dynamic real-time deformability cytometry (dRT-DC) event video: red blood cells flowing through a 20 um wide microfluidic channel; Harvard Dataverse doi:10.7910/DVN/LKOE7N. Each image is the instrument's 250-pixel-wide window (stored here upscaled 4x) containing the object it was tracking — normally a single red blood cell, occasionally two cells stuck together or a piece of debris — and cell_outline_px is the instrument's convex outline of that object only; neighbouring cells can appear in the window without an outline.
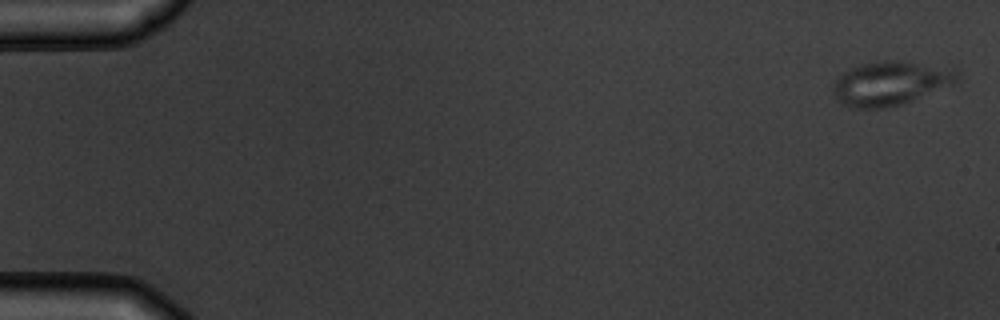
{"species": "common noctule bat (a hibernating species)", "species_latin": "Nyctalus noctula", "temperature_condition": "warm", "stored_images_in_passage": 8, "camera_frame_rate_fps": 3000, "um_per_image_px": 0.085, "animal": {"sex": "male", "body_mass_g": 19.5, "forearm_length_mm": 54.6}, "frame": {"image": 1, "passage_image": 1, "time_ms": 0.0, "image_size_px": [1000, 320], "cell_outline_px": [[960, 80], [900, 104], [884, 108], [848, 108], [832, 92], [832, 84], [844, 72], [852, 68], [864, 64], [884, 60], [900, 60], [956, 68], [960, 72]], "centroid_in_image_um": [75.7, 7.05], "position_along_channel_um": 9.3, "area_um2": 31.44}}